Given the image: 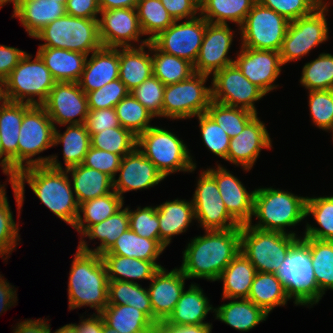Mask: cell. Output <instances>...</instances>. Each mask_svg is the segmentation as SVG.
Returning a JSON list of instances; mask_svg holds the SVG:
<instances>
[{
    "instance_id": "1",
    "label": "cell",
    "mask_w": 333,
    "mask_h": 333,
    "mask_svg": "<svg viewBox=\"0 0 333 333\" xmlns=\"http://www.w3.org/2000/svg\"><path fill=\"white\" fill-rule=\"evenodd\" d=\"M25 183H28L35 196L57 218L71 227L75 225L79 213V203L66 169L36 165L18 171L14 178V186L11 187L17 204L18 216H20L24 204Z\"/></svg>"
},
{
    "instance_id": "2",
    "label": "cell",
    "mask_w": 333,
    "mask_h": 333,
    "mask_svg": "<svg viewBox=\"0 0 333 333\" xmlns=\"http://www.w3.org/2000/svg\"><path fill=\"white\" fill-rule=\"evenodd\" d=\"M204 232L189 241L179 268L188 279L215 282L240 252V228Z\"/></svg>"
},
{
    "instance_id": "3",
    "label": "cell",
    "mask_w": 333,
    "mask_h": 333,
    "mask_svg": "<svg viewBox=\"0 0 333 333\" xmlns=\"http://www.w3.org/2000/svg\"><path fill=\"white\" fill-rule=\"evenodd\" d=\"M68 280V308L90 307L100 314L108 305V275L102 256L77 247Z\"/></svg>"
},
{
    "instance_id": "4",
    "label": "cell",
    "mask_w": 333,
    "mask_h": 333,
    "mask_svg": "<svg viewBox=\"0 0 333 333\" xmlns=\"http://www.w3.org/2000/svg\"><path fill=\"white\" fill-rule=\"evenodd\" d=\"M307 196L271 187L255 188L253 218L258 222L249 223L251 227L265 231H278L299 236L296 231H288L305 220Z\"/></svg>"
},
{
    "instance_id": "5",
    "label": "cell",
    "mask_w": 333,
    "mask_h": 333,
    "mask_svg": "<svg viewBox=\"0 0 333 333\" xmlns=\"http://www.w3.org/2000/svg\"><path fill=\"white\" fill-rule=\"evenodd\" d=\"M54 130L55 126L42 105L24 103V116L18 138V171L36 165L63 168L56 154L44 157L38 155L54 147Z\"/></svg>"
},
{
    "instance_id": "6",
    "label": "cell",
    "mask_w": 333,
    "mask_h": 333,
    "mask_svg": "<svg viewBox=\"0 0 333 333\" xmlns=\"http://www.w3.org/2000/svg\"><path fill=\"white\" fill-rule=\"evenodd\" d=\"M138 150L166 178L176 172L192 173L197 163L184 140L168 129L152 126L137 136Z\"/></svg>"
},
{
    "instance_id": "7",
    "label": "cell",
    "mask_w": 333,
    "mask_h": 333,
    "mask_svg": "<svg viewBox=\"0 0 333 333\" xmlns=\"http://www.w3.org/2000/svg\"><path fill=\"white\" fill-rule=\"evenodd\" d=\"M301 238L278 231H265L249 224L240 228V251L257 272L277 273L291 247Z\"/></svg>"
},
{
    "instance_id": "8",
    "label": "cell",
    "mask_w": 333,
    "mask_h": 333,
    "mask_svg": "<svg viewBox=\"0 0 333 333\" xmlns=\"http://www.w3.org/2000/svg\"><path fill=\"white\" fill-rule=\"evenodd\" d=\"M295 306L313 307L323 297L314 276L309 247L299 239L276 273Z\"/></svg>"
},
{
    "instance_id": "9",
    "label": "cell",
    "mask_w": 333,
    "mask_h": 333,
    "mask_svg": "<svg viewBox=\"0 0 333 333\" xmlns=\"http://www.w3.org/2000/svg\"><path fill=\"white\" fill-rule=\"evenodd\" d=\"M33 38L44 42L39 47L66 49L88 56L102 47L99 20L69 14L52 21Z\"/></svg>"
},
{
    "instance_id": "10",
    "label": "cell",
    "mask_w": 333,
    "mask_h": 333,
    "mask_svg": "<svg viewBox=\"0 0 333 333\" xmlns=\"http://www.w3.org/2000/svg\"><path fill=\"white\" fill-rule=\"evenodd\" d=\"M26 52L5 80L9 100L43 105L56 81L38 53ZM36 97V98H35Z\"/></svg>"
},
{
    "instance_id": "11",
    "label": "cell",
    "mask_w": 333,
    "mask_h": 333,
    "mask_svg": "<svg viewBox=\"0 0 333 333\" xmlns=\"http://www.w3.org/2000/svg\"><path fill=\"white\" fill-rule=\"evenodd\" d=\"M330 4L329 1L324 2L310 15L289 23L280 50L283 65L306 57L315 47L328 41L330 37L326 16Z\"/></svg>"
},
{
    "instance_id": "12",
    "label": "cell",
    "mask_w": 333,
    "mask_h": 333,
    "mask_svg": "<svg viewBox=\"0 0 333 333\" xmlns=\"http://www.w3.org/2000/svg\"><path fill=\"white\" fill-rule=\"evenodd\" d=\"M209 75L194 73L181 82L165 85L162 117L187 120L207 112L211 99V86H206Z\"/></svg>"
},
{
    "instance_id": "13",
    "label": "cell",
    "mask_w": 333,
    "mask_h": 333,
    "mask_svg": "<svg viewBox=\"0 0 333 333\" xmlns=\"http://www.w3.org/2000/svg\"><path fill=\"white\" fill-rule=\"evenodd\" d=\"M289 21L256 1L239 27L241 45L280 52Z\"/></svg>"
},
{
    "instance_id": "14",
    "label": "cell",
    "mask_w": 333,
    "mask_h": 333,
    "mask_svg": "<svg viewBox=\"0 0 333 333\" xmlns=\"http://www.w3.org/2000/svg\"><path fill=\"white\" fill-rule=\"evenodd\" d=\"M197 179L196 189L191 198L195 221L203 230H227L241 228V225L228 213L221 198L215 179L202 169Z\"/></svg>"
},
{
    "instance_id": "15",
    "label": "cell",
    "mask_w": 333,
    "mask_h": 333,
    "mask_svg": "<svg viewBox=\"0 0 333 333\" xmlns=\"http://www.w3.org/2000/svg\"><path fill=\"white\" fill-rule=\"evenodd\" d=\"M211 99L218 103L248 109L256 114L255 103L266 94L251 83L235 63L212 75Z\"/></svg>"
},
{
    "instance_id": "16",
    "label": "cell",
    "mask_w": 333,
    "mask_h": 333,
    "mask_svg": "<svg viewBox=\"0 0 333 333\" xmlns=\"http://www.w3.org/2000/svg\"><path fill=\"white\" fill-rule=\"evenodd\" d=\"M207 21L201 16L175 20L150 42L162 52L183 58L194 65L205 35Z\"/></svg>"
},
{
    "instance_id": "17",
    "label": "cell",
    "mask_w": 333,
    "mask_h": 333,
    "mask_svg": "<svg viewBox=\"0 0 333 333\" xmlns=\"http://www.w3.org/2000/svg\"><path fill=\"white\" fill-rule=\"evenodd\" d=\"M42 106L55 127L85 124L89 112L87 95L76 82H56Z\"/></svg>"
},
{
    "instance_id": "18",
    "label": "cell",
    "mask_w": 333,
    "mask_h": 333,
    "mask_svg": "<svg viewBox=\"0 0 333 333\" xmlns=\"http://www.w3.org/2000/svg\"><path fill=\"white\" fill-rule=\"evenodd\" d=\"M144 36L136 9L121 8L101 10L99 37L103 47H136L149 43ZM132 42V43H131Z\"/></svg>"
},
{
    "instance_id": "19",
    "label": "cell",
    "mask_w": 333,
    "mask_h": 333,
    "mask_svg": "<svg viewBox=\"0 0 333 333\" xmlns=\"http://www.w3.org/2000/svg\"><path fill=\"white\" fill-rule=\"evenodd\" d=\"M239 47L234 63L242 74L266 95L275 90L279 86L275 81L284 66L280 52Z\"/></svg>"
},
{
    "instance_id": "20",
    "label": "cell",
    "mask_w": 333,
    "mask_h": 333,
    "mask_svg": "<svg viewBox=\"0 0 333 333\" xmlns=\"http://www.w3.org/2000/svg\"><path fill=\"white\" fill-rule=\"evenodd\" d=\"M229 24L207 22L205 35L193 67L195 73L212 76L217 71L234 63L229 51L235 37Z\"/></svg>"
},
{
    "instance_id": "21",
    "label": "cell",
    "mask_w": 333,
    "mask_h": 333,
    "mask_svg": "<svg viewBox=\"0 0 333 333\" xmlns=\"http://www.w3.org/2000/svg\"><path fill=\"white\" fill-rule=\"evenodd\" d=\"M272 140L266 124L258 114L245 126L243 131L230 139L227 162L250 171L263 149H272Z\"/></svg>"
},
{
    "instance_id": "22",
    "label": "cell",
    "mask_w": 333,
    "mask_h": 333,
    "mask_svg": "<svg viewBox=\"0 0 333 333\" xmlns=\"http://www.w3.org/2000/svg\"><path fill=\"white\" fill-rule=\"evenodd\" d=\"M188 278L180 268L170 271L160 268L147 287L153 311V322L158 326L173 313L177 301L185 290Z\"/></svg>"
},
{
    "instance_id": "23",
    "label": "cell",
    "mask_w": 333,
    "mask_h": 333,
    "mask_svg": "<svg viewBox=\"0 0 333 333\" xmlns=\"http://www.w3.org/2000/svg\"><path fill=\"white\" fill-rule=\"evenodd\" d=\"M206 171L215 179L228 213L240 225L253 222L255 189L248 192L240 179L219 163L215 168H206Z\"/></svg>"
},
{
    "instance_id": "24",
    "label": "cell",
    "mask_w": 333,
    "mask_h": 333,
    "mask_svg": "<svg viewBox=\"0 0 333 333\" xmlns=\"http://www.w3.org/2000/svg\"><path fill=\"white\" fill-rule=\"evenodd\" d=\"M118 173V179H113V188L122 199L126 192L149 189L165 179L137 147L122 157Z\"/></svg>"
},
{
    "instance_id": "25",
    "label": "cell",
    "mask_w": 333,
    "mask_h": 333,
    "mask_svg": "<svg viewBox=\"0 0 333 333\" xmlns=\"http://www.w3.org/2000/svg\"><path fill=\"white\" fill-rule=\"evenodd\" d=\"M87 56L80 88L87 94L119 78V47H101Z\"/></svg>"
},
{
    "instance_id": "26",
    "label": "cell",
    "mask_w": 333,
    "mask_h": 333,
    "mask_svg": "<svg viewBox=\"0 0 333 333\" xmlns=\"http://www.w3.org/2000/svg\"><path fill=\"white\" fill-rule=\"evenodd\" d=\"M66 7L56 0H19L12 18H18L29 37H34L52 21L64 16Z\"/></svg>"
},
{
    "instance_id": "27",
    "label": "cell",
    "mask_w": 333,
    "mask_h": 333,
    "mask_svg": "<svg viewBox=\"0 0 333 333\" xmlns=\"http://www.w3.org/2000/svg\"><path fill=\"white\" fill-rule=\"evenodd\" d=\"M210 312L214 313L213 305L200 285L194 282L182 292L173 313L161 325L212 324L205 321Z\"/></svg>"
},
{
    "instance_id": "28",
    "label": "cell",
    "mask_w": 333,
    "mask_h": 333,
    "mask_svg": "<svg viewBox=\"0 0 333 333\" xmlns=\"http://www.w3.org/2000/svg\"><path fill=\"white\" fill-rule=\"evenodd\" d=\"M159 220L160 244L166 249L175 235L188 230L194 217L192 201L176 198L156 205Z\"/></svg>"
},
{
    "instance_id": "29",
    "label": "cell",
    "mask_w": 333,
    "mask_h": 333,
    "mask_svg": "<svg viewBox=\"0 0 333 333\" xmlns=\"http://www.w3.org/2000/svg\"><path fill=\"white\" fill-rule=\"evenodd\" d=\"M152 75L151 42L143 46L119 47V79L129 91H132Z\"/></svg>"
},
{
    "instance_id": "30",
    "label": "cell",
    "mask_w": 333,
    "mask_h": 333,
    "mask_svg": "<svg viewBox=\"0 0 333 333\" xmlns=\"http://www.w3.org/2000/svg\"><path fill=\"white\" fill-rule=\"evenodd\" d=\"M37 53L56 82L78 83L88 56L79 52L52 47H38Z\"/></svg>"
},
{
    "instance_id": "31",
    "label": "cell",
    "mask_w": 333,
    "mask_h": 333,
    "mask_svg": "<svg viewBox=\"0 0 333 333\" xmlns=\"http://www.w3.org/2000/svg\"><path fill=\"white\" fill-rule=\"evenodd\" d=\"M129 229V214L128 206L122 207L115 214L111 215L109 218L105 219L101 223L92 225L81 237L78 242V248L86 252H94L102 255L107 252L116 240ZM89 238V240L98 239L100 241L99 246L96 248H89L88 241L84 238Z\"/></svg>"
},
{
    "instance_id": "32",
    "label": "cell",
    "mask_w": 333,
    "mask_h": 333,
    "mask_svg": "<svg viewBox=\"0 0 333 333\" xmlns=\"http://www.w3.org/2000/svg\"><path fill=\"white\" fill-rule=\"evenodd\" d=\"M227 300L229 302L214 308L215 319L235 330L248 332L268 317L263 309L247 298Z\"/></svg>"
},
{
    "instance_id": "33",
    "label": "cell",
    "mask_w": 333,
    "mask_h": 333,
    "mask_svg": "<svg viewBox=\"0 0 333 333\" xmlns=\"http://www.w3.org/2000/svg\"><path fill=\"white\" fill-rule=\"evenodd\" d=\"M66 171L71 175L70 182L79 205L114 191L113 179L96 169L80 164L67 168Z\"/></svg>"
},
{
    "instance_id": "34",
    "label": "cell",
    "mask_w": 333,
    "mask_h": 333,
    "mask_svg": "<svg viewBox=\"0 0 333 333\" xmlns=\"http://www.w3.org/2000/svg\"><path fill=\"white\" fill-rule=\"evenodd\" d=\"M257 271L240 251L220 274L223 282L222 300L248 298Z\"/></svg>"
},
{
    "instance_id": "35",
    "label": "cell",
    "mask_w": 333,
    "mask_h": 333,
    "mask_svg": "<svg viewBox=\"0 0 333 333\" xmlns=\"http://www.w3.org/2000/svg\"><path fill=\"white\" fill-rule=\"evenodd\" d=\"M109 281L151 280L163 266L157 261L139 260L113 254H102Z\"/></svg>"
},
{
    "instance_id": "36",
    "label": "cell",
    "mask_w": 333,
    "mask_h": 333,
    "mask_svg": "<svg viewBox=\"0 0 333 333\" xmlns=\"http://www.w3.org/2000/svg\"><path fill=\"white\" fill-rule=\"evenodd\" d=\"M118 333H154L157 325L142 311L129 305H107L100 313Z\"/></svg>"
},
{
    "instance_id": "37",
    "label": "cell",
    "mask_w": 333,
    "mask_h": 333,
    "mask_svg": "<svg viewBox=\"0 0 333 333\" xmlns=\"http://www.w3.org/2000/svg\"><path fill=\"white\" fill-rule=\"evenodd\" d=\"M247 299L268 315L276 307L285 306L290 300L277 274L264 272L256 273Z\"/></svg>"
},
{
    "instance_id": "38",
    "label": "cell",
    "mask_w": 333,
    "mask_h": 333,
    "mask_svg": "<svg viewBox=\"0 0 333 333\" xmlns=\"http://www.w3.org/2000/svg\"><path fill=\"white\" fill-rule=\"evenodd\" d=\"M24 116V103L9 101L0 110V135L3 153L11 160V169L18 172V138Z\"/></svg>"
},
{
    "instance_id": "39",
    "label": "cell",
    "mask_w": 333,
    "mask_h": 333,
    "mask_svg": "<svg viewBox=\"0 0 333 333\" xmlns=\"http://www.w3.org/2000/svg\"><path fill=\"white\" fill-rule=\"evenodd\" d=\"M124 203V199L115 191L83 202L79 205L78 217L73 228L81 237L92 225L101 223L119 211Z\"/></svg>"
},
{
    "instance_id": "40",
    "label": "cell",
    "mask_w": 333,
    "mask_h": 333,
    "mask_svg": "<svg viewBox=\"0 0 333 333\" xmlns=\"http://www.w3.org/2000/svg\"><path fill=\"white\" fill-rule=\"evenodd\" d=\"M61 143L63 144L64 169H67L83 163L91 147V136L85 124L68 125L63 133H60L56 126L53 145L57 146Z\"/></svg>"
},
{
    "instance_id": "41",
    "label": "cell",
    "mask_w": 333,
    "mask_h": 333,
    "mask_svg": "<svg viewBox=\"0 0 333 333\" xmlns=\"http://www.w3.org/2000/svg\"><path fill=\"white\" fill-rule=\"evenodd\" d=\"M257 0H204L200 5V15L209 23L228 24L239 27ZM228 22V23H227Z\"/></svg>"
},
{
    "instance_id": "42",
    "label": "cell",
    "mask_w": 333,
    "mask_h": 333,
    "mask_svg": "<svg viewBox=\"0 0 333 333\" xmlns=\"http://www.w3.org/2000/svg\"><path fill=\"white\" fill-rule=\"evenodd\" d=\"M164 250L165 248L157 240L141 237L129 228L103 254L157 261Z\"/></svg>"
},
{
    "instance_id": "43",
    "label": "cell",
    "mask_w": 333,
    "mask_h": 333,
    "mask_svg": "<svg viewBox=\"0 0 333 333\" xmlns=\"http://www.w3.org/2000/svg\"><path fill=\"white\" fill-rule=\"evenodd\" d=\"M308 247L314 276L320 291H333V241L310 237L300 238Z\"/></svg>"
},
{
    "instance_id": "44",
    "label": "cell",
    "mask_w": 333,
    "mask_h": 333,
    "mask_svg": "<svg viewBox=\"0 0 333 333\" xmlns=\"http://www.w3.org/2000/svg\"><path fill=\"white\" fill-rule=\"evenodd\" d=\"M305 216H313L315 224L306 223L304 235L319 240L333 241V196L307 197Z\"/></svg>"
},
{
    "instance_id": "45",
    "label": "cell",
    "mask_w": 333,
    "mask_h": 333,
    "mask_svg": "<svg viewBox=\"0 0 333 333\" xmlns=\"http://www.w3.org/2000/svg\"><path fill=\"white\" fill-rule=\"evenodd\" d=\"M129 305L144 312L153 321V311L147 288L127 281L108 282V305Z\"/></svg>"
},
{
    "instance_id": "46",
    "label": "cell",
    "mask_w": 333,
    "mask_h": 333,
    "mask_svg": "<svg viewBox=\"0 0 333 333\" xmlns=\"http://www.w3.org/2000/svg\"><path fill=\"white\" fill-rule=\"evenodd\" d=\"M153 75L164 85L188 79L194 74L193 64L177 56L162 52L152 44Z\"/></svg>"
},
{
    "instance_id": "47",
    "label": "cell",
    "mask_w": 333,
    "mask_h": 333,
    "mask_svg": "<svg viewBox=\"0 0 333 333\" xmlns=\"http://www.w3.org/2000/svg\"><path fill=\"white\" fill-rule=\"evenodd\" d=\"M136 11L141 30L144 36L148 35L149 42L175 22L160 0H139Z\"/></svg>"
},
{
    "instance_id": "48",
    "label": "cell",
    "mask_w": 333,
    "mask_h": 333,
    "mask_svg": "<svg viewBox=\"0 0 333 333\" xmlns=\"http://www.w3.org/2000/svg\"><path fill=\"white\" fill-rule=\"evenodd\" d=\"M299 82L308 91L333 90V54L322 52L305 63Z\"/></svg>"
},
{
    "instance_id": "49",
    "label": "cell",
    "mask_w": 333,
    "mask_h": 333,
    "mask_svg": "<svg viewBox=\"0 0 333 333\" xmlns=\"http://www.w3.org/2000/svg\"><path fill=\"white\" fill-rule=\"evenodd\" d=\"M115 110L121 127L135 136L153 126L150 123L155 117L131 93L115 106Z\"/></svg>"
},
{
    "instance_id": "50",
    "label": "cell",
    "mask_w": 333,
    "mask_h": 333,
    "mask_svg": "<svg viewBox=\"0 0 333 333\" xmlns=\"http://www.w3.org/2000/svg\"><path fill=\"white\" fill-rule=\"evenodd\" d=\"M207 113L230 138L241 133L245 126L257 115L248 109L228 106L216 101L210 102Z\"/></svg>"
},
{
    "instance_id": "51",
    "label": "cell",
    "mask_w": 333,
    "mask_h": 333,
    "mask_svg": "<svg viewBox=\"0 0 333 333\" xmlns=\"http://www.w3.org/2000/svg\"><path fill=\"white\" fill-rule=\"evenodd\" d=\"M13 212L6 194V183H0V257L9 259L12 251L20 244L19 224L14 221ZM19 242V243H18Z\"/></svg>"
},
{
    "instance_id": "52",
    "label": "cell",
    "mask_w": 333,
    "mask_h": 333,
    "mask_svg": "<svg viewBox=\"0 0 333 333\" xmlns=\"http://www.w3.org/2000/svg\"><path fill=\"white\" fill-rule=\"evenodd\" d=\"M137 145V136L123 127L107 128L91 136V146L124 157Z\"/></svg>"
},
{
    "instance_id": "53",
    "label": "cell",
    "mask_w": 333,
    "mask_h": 333,
    "mask_svg": "<svg viewBox=\"0 0 333 333\" xmlns=\"http://www.w3.org/2000/svg\"><path fill=\"white\" fill-rule=\"evenodd\" d=\"M199 123L200 136L207 150L227 161L230 137L206 112L196 117Z\"/></svg>"
},
{
    "instance_id": "54",
    "label": "cell",
    "mask_w": 333,
    "mask_h": 333,
    "mask_svg": "<svg viewBox=\"0 0 333 333\" xmlns=\"http://www.w3.org/2000/svg\"><path fill=\"white\" fill-rule=\"evenodd\" d=\"M310 117L315 126L329 132L333 127V90L308 91Z\"/></svg>"
},
{
    "instance_id": "55",
    "label": "cell",
    "mask_w": 333,
    "mask_h": 333,
    "mask_svg": "<svg viewBox=\"0 0 333 333\" xmlns=\"http://www.w3.org/2000/svg\"><path fill=\"white\" fill-rule=\"evenodd\" d=\"M165 85L154 75L146 79L130 93L155 118H162V105Z\"/></svg>"
},
{
    "instance_id": "56",
    "label": "cell",
    "mask_w": 333,
    "mask_h": 333,
    "mask_svg": "<svg viewBox=\"0 0 333 333\" xmlns=\"http://www.w3.org/2000/svg\"><path fill=\"white\" fill-rule=\"evenodd\" d=\"M129 228L137 235L160 243L159 220L156 206H145L132 210L128 206Z\"/></svg>"
},
{
    "instance_id": "57",
    "label": "cell",
    "mask_w": 333,
    "mask_h": 333,
    "mask_svg": "<svg viewBox=\"0 0 333 333\" xmlns=\"http://www.w3.org/2000/svg\"><path fill=\"white\" fill-rule=\"evenodd\" d=\"M263 6L285 17L289 22L313 13L323 0H257Z\"/></svg>"
},
{
    "instance_id": "58",
    "label": "cell",
    "mask_w": 333,
    "mask_h": 333,
    "mask_svg": "<svg viewBox=\"0 0 333 333\" xmlns=\"http://www.w3.org/2000/svg\"><path fill=\"white\" fill-rule=\"evenodd\" d=\"M130 91L125 84L118 78L104 85L103 87L88 92L89 109L115 108V106L126 97Z\"/></svg>"
},
{
    "instance_id": "59",
    "label": "cell",
    "mask_w": 333,
    "mask_h": 333,
    "mask_svg": "<svg viewBox=\"0 0 333 333\" xmlns=\"http://www.w3.org/2000/svg\"><path fill=\"white\" fill-rule=\"evenodd\" d=\"M121 160L122 156L120 155L91 146L85 155V159L82 164L86 167L105 173L114 179L116 178Z\"/></svg>"
},
{
    "instance_id": "60",
    "label": "cell",
    "mask_w": 333,
    "mask_h": 333,
    "mask_svg": "<svg viewBox=\"0 0 333 333\" xmlns=\"http://www.w3.org/2000/svg\"><path fill=\"white\" fill-rule=\"evenodd\" d=\"M85 126L90 136L105 129L120 127L115 108L89 109Z\"/></svg>"
},
{
    "instance_id": "61",
    "label": "cell",
    "mask_w": 333,
    "mask_h": 333,
    "mask_svg": "<svg viewBox=\"0 0 333 333\" xmlns=\"http://www.w3.org/2000/svg\"><path fill=\"white\" fill-rule=\"evenodd\" d=\"M174 20H189L200 15V5L195 0H160Z\"/></svg>"
},
{
    "instance_id": "62",
    "label": "cell",
    "mask_w": 333,
    "mask_h": 333,
    "mask_svg": "<svg viewBox=\"0 0 333 333\" xmlns=\"http://www.w3.org/2000/svg\"><path fill=\"white\" fill-rule=\"evenodd\" d=\"M66 14L74 17L99 20L100 7L97 0H68Z\"/></svg>"
},
{
    "instance_id": "63",
    "label": "cell",
    "mask_w": 333,
    "mask_h": 333,
    "mask_svg": "<svg viewBox=\"0 0 333 333\" xmlns=\"http://www.w3.org/2000/svg\"><path fill=\"white\" fill-rule=\"evenodd\" d=\"M26 51L0 44V80H6Z\"/></svg>"
},
{
    "instance_id": "64",
    "label": "cell",
    "mask_w": 333,
    "mask_h": 333,
    "mask_svg": "<svg viewBox=\"0 0 333 333\" xmlns=\"http://www.w3.org/2000/svg\"><path fill=\"white\" fill-rule=\"evenodd\" d=\"M14 287L0 274V315L16 305L18 297Z\"/></svg>"
},
{
    "instance_id": "65",
    "label": "cell",
    "mask_w": 333,
    "mask_h": 333,
    "mask_svg": "<svg viewBox=\"0 0 333 333\" xmlns=\"http://www.w3.org/2000/svg\"><path fill=\"white\" fill-rule=\"evenodd\" d=\"M13 333H50V324L48 319H25L17 324Z\"/></svg>"
},
{
    "instance_id": "66",
    "label": "cell",
    "mask_w": 333,
    "mask_h": 333,
    "mask_svg": "<svg viewBox=\"0 0 333 333\" xmlns=\"http://www.w3.org/2000/svg\"><path fill=\"white\" fill-rule=\"evenodd\" d=\"M90 317H80V323H72L77 333H102V316L101 314L93 313L92 315H87ZM84 318V319H83Z\"/></svg>"
},
{
    "instance_id": "67",
    "label": "cell",
    "mask_w": 333,
    "mask_h": 333,
    "mask_svg": "<svg viewBox=\"0 0 333 333\" xmlns=\"http://www.w3.org/2000/svg\"><path fill=\"white\" fill-rule=\"evenodd\" d=\"M213 324L162 325L169 333H211Z\"/></svg>"
},
{
    "instance_id": "68",
    "label": "cell",
    "mask_w": 333,
    "mask_h": 333,
    "mask_svg": "<svg viewBox=\"0 0 333 333\" xmlns=\"http://www.w3.org/2000/svg\"><path fill=\"white\" fill-rule=\"evenodd\" d=\"M139 0H97L100 10L132 8L136 9Z\"/></svg>"
},
{
    "instance_id": "69",
    "label": "cell",
    "mask_w": 333,
    "mask_h": 333,
    "mask_svg": "<svg viewBox=\"0 0 333 333\" xmlns=\"http://www.w3.org/2000/svg\"><path fill=\"white\" fill-rule=\"evenodd\" d=\"M0 166L2 168V172L8 176L7 183L11 184V187L14 186V178L16 177V173L11 169V160L3 153L2 144H1V135H0Z\"/></svg>"
},
{
    "instance_id": "70",
    "label": "cell",
    "mask_w": 333,
    "mask_h": 333,
    "mask_svg": "<svg viewBox=\"0 0 333 333\" xmlns=\"http://www.w3.org/2000/svg\"><path fill=\"white\" fill-rule=\"evenodd\" d=\"M6 83L4 80H0V110L9 102Z\"/></svg>"
},
{
    "instance_id": "71",
    "label": "cell",
    "mask_w": 333,
    "mask_h": 333,
    "mask_svg": "<svg viewBox=\"0 0 333 333\" xmlns=\"http://www.w3.org/2000/svg\"><path fill=\"white\" fill-rule=\"evenodd\" d=\"M50 333H52L51 327H50ZM53 333H77V330L72 323L71 324L69 323L62 327H59V329H56V331Z\"/></svg>"
},
{
    "instance_id": "72",
    "label": "cell",
    "mask_w": 333,
    "mask_h": 333,
    "mask_svg": "<svg viewBox=\"0 0 333 333\" xmlns=\"http://www.w3.org/2000/svg\"><path fill=\"white\" fill-rule=\"evenodd\" d=\"M102 333H118L114 328L109 327L102 317Z\"/></svg>"
},
{
    "instance_id": "73",
    "label": "cell",
    "mask_w": 333,
    "mask_h": 333,
    "mask_svg": "<svg viewBox=\"0 0 333 333\" xmlns=\"http://www.w3.org/2000/svg\"><path fill=\"white\" fill-rule=\"evenodd\" d=\"M19 0H0V9H2L3 6H5L6 4H10L12 3L13 6L15 7L17 5Z\"/></svg>"
},
{
    "instance_id": "74",
    "label": "cell",
    "mask_w": 333,
    "mask_h": 333,
    "mask_svg": "<svg viewBox=\"0 0 333 333\" xmlns=\"http://www.w3.org/2000/svg\"><path fill=\"white\" fill-rule=\"evenodd\" d=\"M154 333H169L161 324H159Z\"/></svg>"
},
{
    "instance_id": "75",
    "label": "cell",
    "mask_w": 333,
    "mask_h": 333,
    "mask_svg": "<svg viewBox=\"0 0 333 333\" xmlns=\"http://www.w3.org/2000/svg\"><path fill=\"white\" fill-rule=\"evenodd\" d=\"M68 0H56L57 3L64 4L66 6Z\"/></svg>"
},
{
    "instance_id": "76",
    "label": "cell",
    "mask_w": 333,
    "mask_h": 333,
    "mask_svg": "<svg viewBox=\"0 0 333 333\" xmlns=\"http://www.w3.org/2000/svg\"><path fill=\"white\" fill-rule=\"evenodd\" d=\"M199 5H201L202 4V2L204 1V0H195Z\"/></svg>"
},
{
    "instance_id": "77",
    "label": "cell",
    "mask_w": 333,
    "mask_h": 333,
    "mask_svg": "<svg viewBox=\"0 0 333 333\" xmlns=\"http://www.w3.org/2000/svg\"><path fill=\"white\" fill-rule=\"evenodd\" d=\"M330 132H332V140H333V127L329 130Z\"/></svg>"
}]
</instances>
